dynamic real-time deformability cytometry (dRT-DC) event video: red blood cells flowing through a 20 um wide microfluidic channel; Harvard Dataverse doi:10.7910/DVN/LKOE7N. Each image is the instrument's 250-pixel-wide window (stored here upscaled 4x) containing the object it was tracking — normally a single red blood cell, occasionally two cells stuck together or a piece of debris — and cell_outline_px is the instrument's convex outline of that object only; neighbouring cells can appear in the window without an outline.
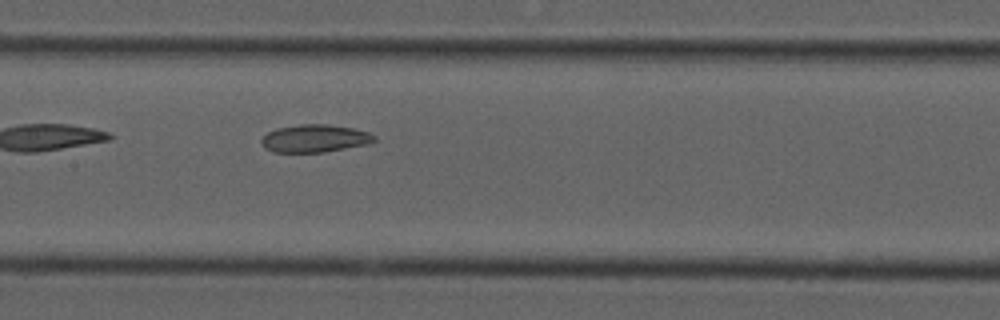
{"species": "common noctule bat (a hibernating species)", "species_latin": "Nyctalus noctula", "temperature_condition": "cold", "stored_images_in_passage": 40, "camera_frame_rate_fps": 3000, "um_per_image_px": 0.085, "animal": {"sex": "male", "forearm_length_mm": 52.5}, "frame": {"image": 1, "passage_image": 12, "time_ms": 3.667, "image_size_px": [1000, 320], "cell_outline_px": [[376, 140], [368, 144], [324, 152], [272, 152], [264, 148], [260, 140], [268, 132], [276, 128], [300, 124], [328, 124], [352, 128], [368, 132], [376, 136]], "centroid_in_image_um": [26.74, 11.76], "position_along_channel_um": 180.7, "area_um2": 18.26}}
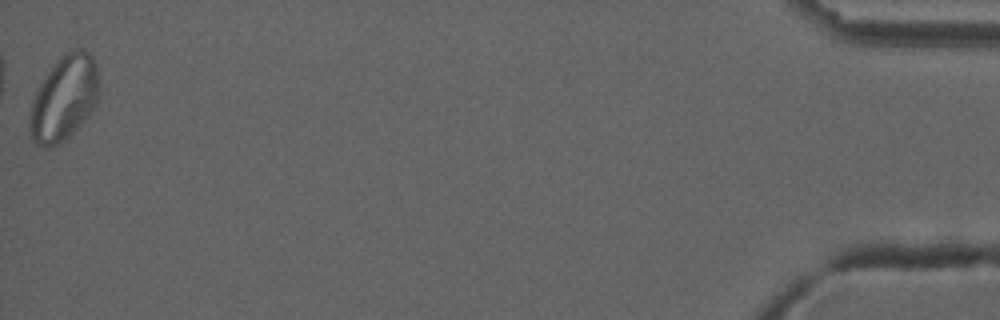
{"frame": {"image": 2, "passage_image": 40, "time_ms": 13.0, "image_size_px": [1000, 320], "cell_outline_px": [[96, 100], [92, 108], [76, 128], [60, 144], [48, 148], [44, 148], [36, 144], [32, 140], [32, 104], [36, 92], [40, 84], [48, 72], [68, 52], [76, 48], [84, 48], [92, 56], [96, 64]], "centroid_in_image_um": [5.44, 8.36], "position_along_channel_um": 429.8, "area_um2": 32.6}, "authors_computed_cell_mechanics": {"area_um2": 19.9988, "velocity_mm_per_s": 3.7266, "shape_relaxation_time_tau1_ms": null, "shape_relaxation_time_tau2_ms": 2.843, "deformation_change_tau1": null, "deformation_change_tau2": 0.0846}}